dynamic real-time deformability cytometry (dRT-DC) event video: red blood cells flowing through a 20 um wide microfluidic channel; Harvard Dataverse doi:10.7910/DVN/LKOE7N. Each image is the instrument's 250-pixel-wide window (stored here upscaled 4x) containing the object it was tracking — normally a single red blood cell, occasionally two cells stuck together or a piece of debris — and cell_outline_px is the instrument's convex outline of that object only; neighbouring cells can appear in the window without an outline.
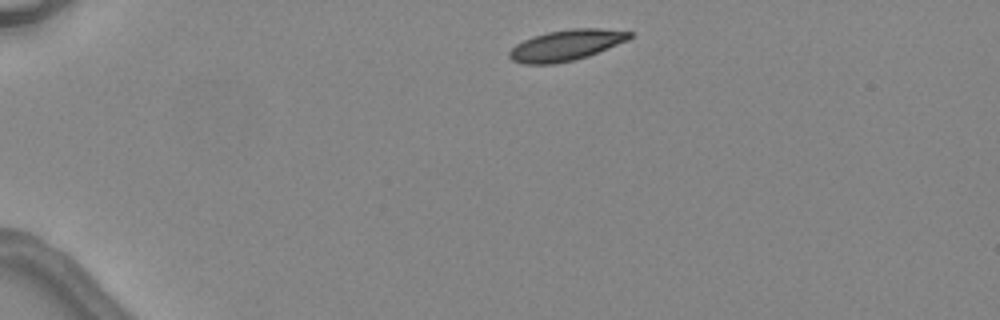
{"species": "common noctule bat (a hibernating species)", "species_latin": "Nyctalus noctula", "temperature_condition": "warm", "stored_images_in_passage": 3, "camera_frame_rate_fps": 3000, "um_per_image_px": 0.085, "animal": {"sex": "female", "body_mass_g": 24.6, "forearm_length_mm": 56.2}, "frame": {"image": 1, "passage_image": 1, "time_ms": 0.0, "image_size_px": [1000, 320], "cell_outline_px": [[632, 36], [628, 40], [588, 56], [556, 64], [524, 64], [512, 60], [508, 56], [508, 52], [516, 44], [532, 36], [548, 32], [572, 28], [600, 28], [632, 32]], "centroid_in_image_um": [48.1, 3.84], "position_along_channel_um": 36.9, "area_um2": 21.56}}
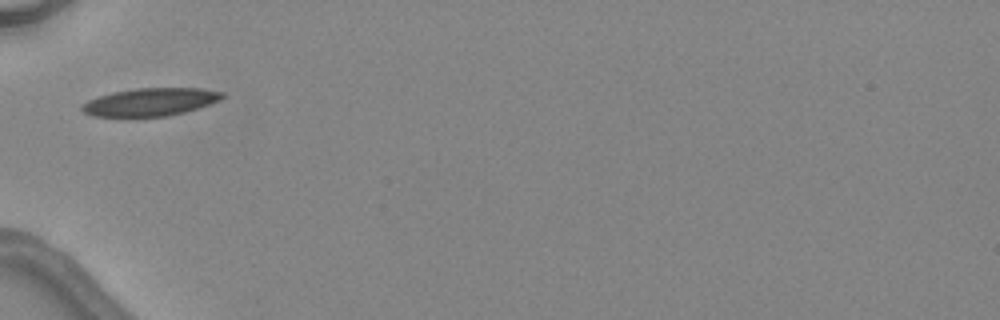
{"frame": {"image": 2, "passage_image": 3, "time_ms": 2.333, "image_size_px": [1000, 320], "cell_outline_px": [[224, 96], [220, 100], [184, 112], [168, 116], [92, 116], [84, 112], [80, 108], [80, 104], [88, 100], [112, 92], [136, 88], [200, 88], [224, 92]], "centroid_in_image_um": [12.76, 8.66], "position_along_channel_um": 72.2, "area_um2": 22.6}}